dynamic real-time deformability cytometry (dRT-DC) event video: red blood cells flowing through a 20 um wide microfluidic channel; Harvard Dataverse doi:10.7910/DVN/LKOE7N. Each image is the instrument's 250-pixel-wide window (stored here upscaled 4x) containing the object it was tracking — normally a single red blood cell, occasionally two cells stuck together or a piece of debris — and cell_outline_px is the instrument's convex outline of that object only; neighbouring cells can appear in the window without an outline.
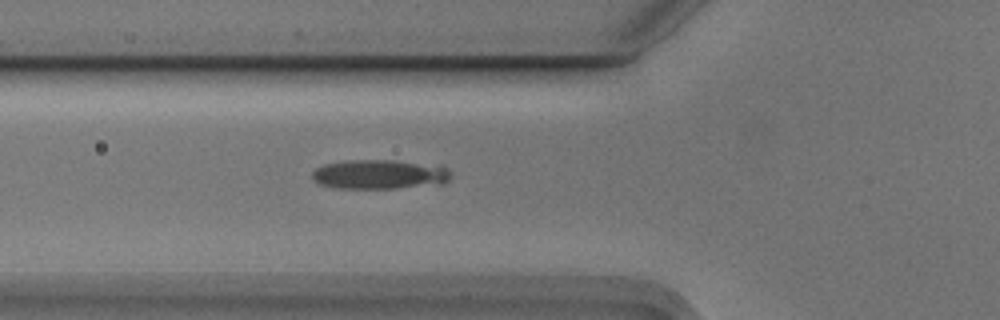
{"species": "Egyptian fruit bat (a non-hibernating species)", "species_latin": "Rousettus aegyptiacus", "temperature_condition": "cold", "stored_images_in_passage": 5, "camera_frame_rate_fps": 3000, "um_per_image_px": 0.085, "animal": {"sex": "male"}, "frame": {"image": 1, "passage_image": 5, "time_ms": 1.333, "image_size_px": [1000, 320], "cell_outline_px": [[452, 176], [444, 184], [396, 188], [336, 188], [320, 184], [312, 180], [312, 172], [316, 168], [324, 164], [348, 160], [392, 160], [444, 164], [452, 172]], "centroid_in_image_um": [32.36, 14.81], "position_along_channel_um": 93.4, "area_um2": 24.39}}